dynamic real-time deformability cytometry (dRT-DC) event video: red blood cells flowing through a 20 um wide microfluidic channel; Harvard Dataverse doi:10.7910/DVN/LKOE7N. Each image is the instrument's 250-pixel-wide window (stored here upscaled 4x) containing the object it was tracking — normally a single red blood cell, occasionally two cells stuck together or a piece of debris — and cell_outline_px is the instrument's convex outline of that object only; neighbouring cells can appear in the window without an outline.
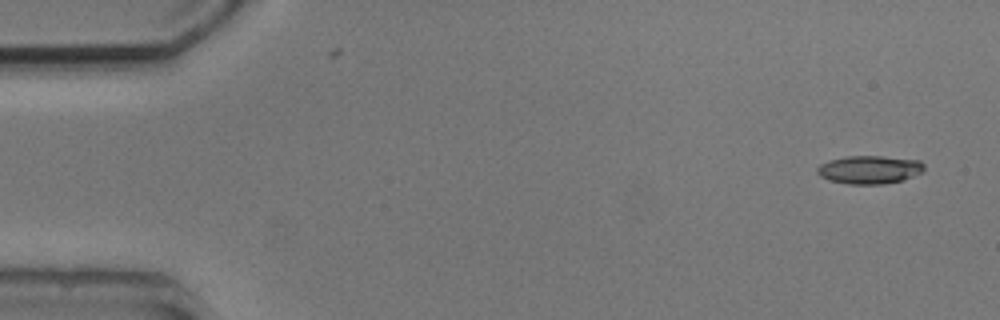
{"species": "common noctule bat (a hibernating species)", "species_latin": "Nyctalus noctula", "temperature_condition": "cold", "stored_images_in_passage": 2, "camera_frame_rate_fps": 3000, "um_per_image_px": 0.085, "animal": {"sex": "male", "body_mass_g": 20.5, "forearm_length_mm": 52.5}, "frame": {"image": 1, "passage_image": 1, "time_ms": 0.0, "image_size_px": [1000, 320], "cell_outline_px": [[924, 172], [904, 180], [884, 184], [848, 184], [828, 180], [820, 176], [816, 172], [816, 168], [820, 164], [828, 160], [848, 156], [880, 156], [920, 160], [924, 164]], "centroid_in_image_um": [73.91, 14.42], "position_along_channel_um": 11.1, "area_um2": 17.8}}